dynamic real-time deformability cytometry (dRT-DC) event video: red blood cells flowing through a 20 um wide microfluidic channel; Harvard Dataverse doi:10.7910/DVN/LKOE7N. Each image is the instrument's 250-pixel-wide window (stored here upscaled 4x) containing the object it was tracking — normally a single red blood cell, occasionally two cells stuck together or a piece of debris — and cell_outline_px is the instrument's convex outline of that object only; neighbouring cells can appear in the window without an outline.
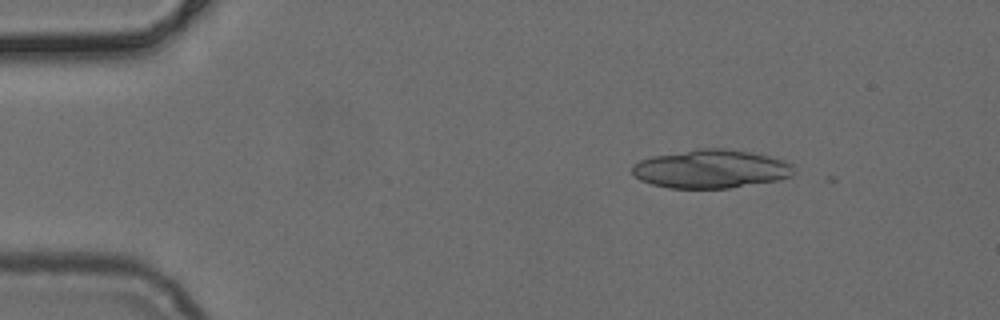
{"species": "common noctule bat (a hibernating species)", "species_latin": "Nyctalus noctula", "temperature_condition": "cold", "stored_images_in_passage": 45, "camera_frame_rate_fps": 3000, "um_per_image_px": 0.085, "animal": {"sex": "female", "body_mass_g": 24.6, "forearm_length_mm": 56.2}, "frame": {"image": 1, "passage_image": 2, "time_ms": 0.333, "image_size_px": [1000, 320], "cell_outline_px": [[792, 176], [776, 180], [728, 188], [668, 188], [652, 184], [640, 180], [632, 172], [632, 164], [640, 160], [652, 156], [700, 148], [724, 148], [752, 152], [784, 160], [792, 164]], "centroid_in_image_um": [60.4, 14.35], "position_along_channel_um": 24.6, "area_um2": 36.13}}